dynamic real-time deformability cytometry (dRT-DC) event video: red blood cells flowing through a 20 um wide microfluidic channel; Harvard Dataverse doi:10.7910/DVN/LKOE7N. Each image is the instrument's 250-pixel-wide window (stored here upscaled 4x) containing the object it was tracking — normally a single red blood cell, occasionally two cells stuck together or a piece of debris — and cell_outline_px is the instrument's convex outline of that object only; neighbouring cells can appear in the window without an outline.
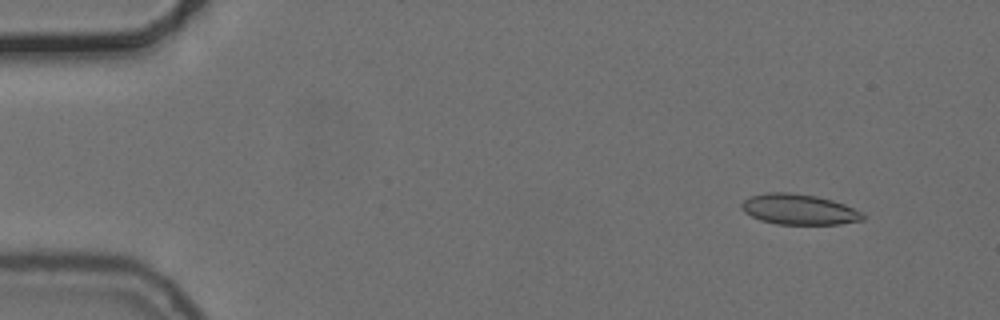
{"species": "common noctule bat (a hibernating species)", "species_latin": "Nyctalus noctula", "temperature_condition": "cold", "stored_images_in_passage": 51, "camera_frame_rate_fps": 3000, "um_per_image_px": 0.085, "animal": {"sex": "female", "body_mass_g": 24.6, "forearm_length_mm": 56.2}, "frame": {"image": 1, "passage_image": 1, "time_ms": 0.0, "image_size_px": [1000, 320], "cell_outline_px": [[864, 220], [840, 224], [776, 224], [760, 220], [744, 212], [740, 208], [740, 204], [744, 200], [752, 196], [768, 192], [788, 192], [816, 196], [832, 200], [844, 204], [864, 212]], "centroid_in_image_um": [67.92, 17.8], "position_along_channel_um": 17.1, "area_um2": 21.62}}
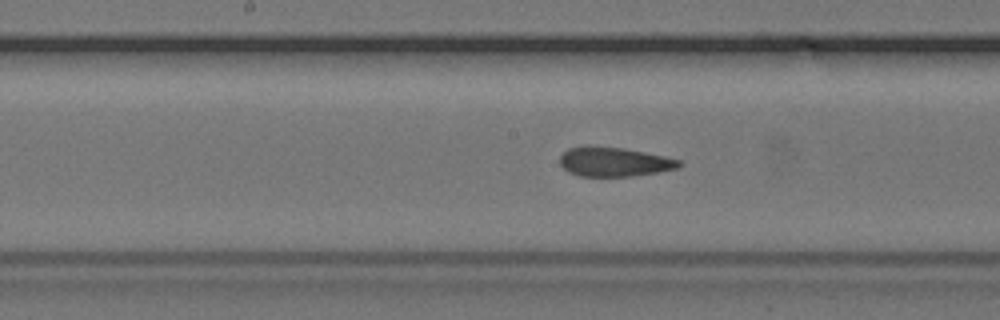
{"frame": {"image": 2, "passage_image": 24, "time_ms": 7.667, "image_size_px": [1000, 320], "cell_outline_px": [[684, 164], [680, 168], [632, 176], [580, 176], [568, 172], [560, 164], [560, 156], [568, 148], [584, 144], [592, 144], [624, 148], [664, 156], [680, 160]], "centroid_in_image_um": [52.18, 13.73], "position_along_channel_um": 196.0, "area_um2": 20.75}}
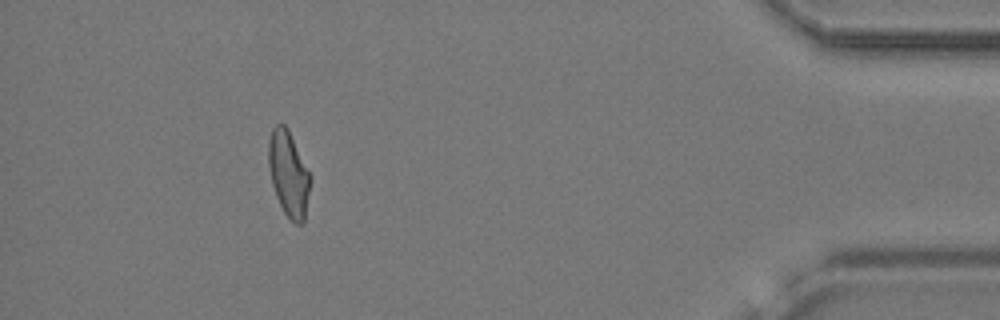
{"frame": {"image": 3, "passage_image": 46, "time_ms": 15.0, "image_size_px": [1000, 320], "cell_outline_px": [[312, 180], [304, 224], [296, 224], [284, 212], [276, 196], [272, 184], [268, 168], [268, 140], [272, 128], [276, 124], [284, 124], [288, 128], [312, 176]], "centroid_in_image_um": [24.55, 14.77], "position_along_channel_um": 410.7, "area_um2": 21.21}, "authors_computed_cell_mechanics": {"area_um2": 21.0392, "velocity_mm_per_s": 3.7241, "shape_relaxation_time_tau1_ms": null, "shape_relaxation_time_tau2_ms": 2.0747, "deformation_change_tau1": null, "deformation_change_tau2": 0.091}}